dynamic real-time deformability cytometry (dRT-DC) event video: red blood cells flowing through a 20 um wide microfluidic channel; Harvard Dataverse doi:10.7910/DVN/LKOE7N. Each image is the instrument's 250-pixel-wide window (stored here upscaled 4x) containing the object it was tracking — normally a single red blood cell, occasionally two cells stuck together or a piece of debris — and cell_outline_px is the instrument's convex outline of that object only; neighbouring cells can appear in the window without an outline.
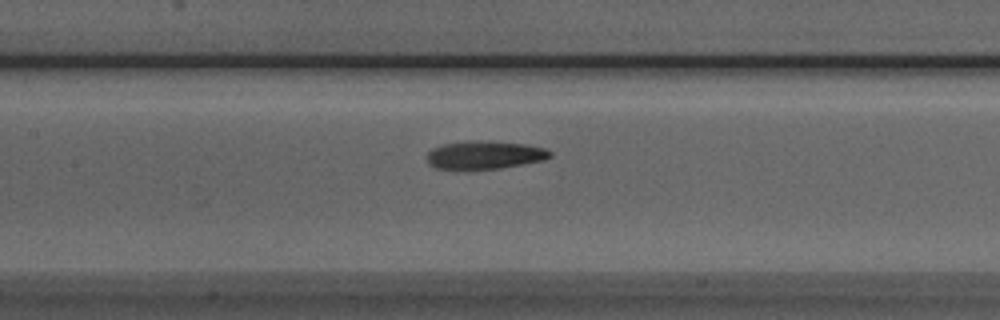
{"species": "Egyptian fruit bat (a non-hibernating species)", "species_latin": "Rousettus aegyptiacus", "temperature_condition": "room temperature", "stored_images_in_passage": 43, "camera_frame_rate_fps": 3000, "um_per_image_px": 0.085, "animal": {"sex": "male"}, "frame": {"image": 1, "passage_image": 24, "time_ms": 7.667, "image_size_px": [1000, 320], "cell_outline_px": [[552, 156], [544, 160], [500, 168], [436, 168], [428, 164], [424, 156], [432, 148], [444, 144], [464, 140], [492, 140], [524, 144], [544, 148], [552, 152]], "centroid_in_image_um": [41.17, 13.14], "position_along_channel_um": 166.2, "area_um2": 20.29}}
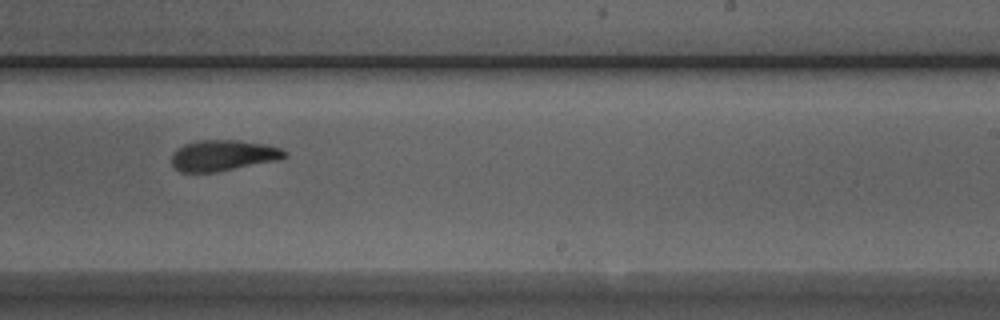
{"frame": {"image": 2, "passage_image": 32, "time_ms": 10.333, "image_size_px": [1000, 320], "cell_outline_px": [[288, 156], [280, 160], [216, 172], [180, 172], [172, 164], [172, 152], [176, 148], [184, 144], [200, 140], [236, 140], [268, 144], [280, 148], [288, 152]], "centroid_in_image_um": [18.99, 13.21], "position_along_channel_um": 270.0, "area_um2": 20.58}}
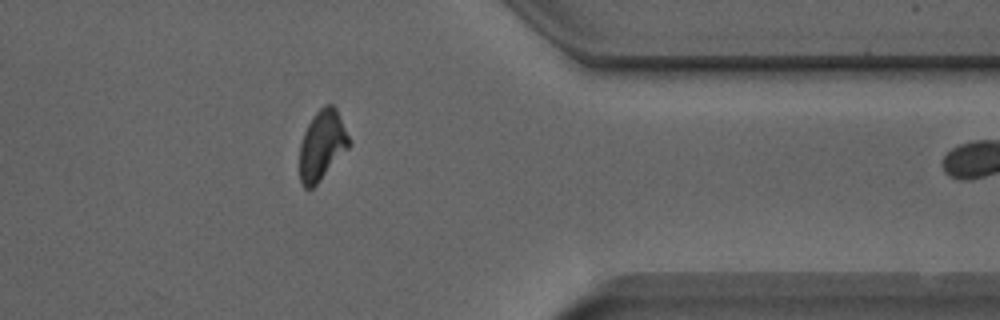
{"frame": {"image": 3, "passage_image": 42, "time_ms": 13.667, "image_size_px": [1000, 320], "cell_outline_px": [[352, 144], [320, 180], [312, 188], [304, 188], [300, 184], [300, 144], [304, 132], [312, 116], [324, 104], [332, 104], [336, 108], [352, 140]], "centroid_in_image_um": [27.39, 12.32], "position_along_channel_um": 384.0, "area_um2": 20.23}}